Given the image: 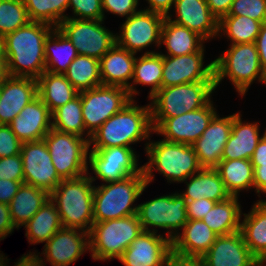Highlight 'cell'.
<instances>
[{
    "instance_id": "obj_16",
    "label": "cell",
    "mask_w": 266,
    "mask_h": 266,
    "mask_svg": "<svg viewBox=\"0 0 266 266\" xmlns=\"http://www.w3.org/2000/svg\"><path fill=\"white\" fill-rule=\"evenodd\" d=\"M204 47L191 54L180 56L163 55L161 88L185 83L214 80V61L204 64Z\"/></svg>"
},
{
    "instance_id": "obj_14",
    "label": "cell",
    "mask_w": 266,
    "mask_h": 266,
    "mask_svg": "<svg viewBox=\"0 0 266 266\" xmlns=\"http://www.w3.org/2000/svg\"><path fill=\"white\" fill-rule=\"evenodd\" d=\"M164 19L158 13L138 10L122 24L120 34L116 33V44L134 54L154 43L160 47Z\"/></svg>"
},
{
    "instance_id": "obj_49",
    "label": "cell",
    "mask_w": 266,
    "mask_h": 266,
    "mask_svg": "<svg viewBox=\"0 0 266 266\" xmlns=\"http://www.w3.org/2000/svg\"><path fill=\"white\" fill-rule=\"evenodd\" d=\"M24 182L0 179V203L9 204Z\"/></svg>"
},
{
    "instance_id": "obj_27",
    "label": "cell",
    "mask_w": 266,
    "mask_h": 266,
    "mask_svg": "<svg viewBox=\"0 0 266 266\" xmlns=\"http://www.w3.org/2000/svg\"><path fill=\"white\" fill-rule=\"evenodd\" d=\"M136 54L115 44L99 61L102 85L126 88L130 96Z\"/></svg>"
},
{
    "instance_id": "obj_6",
    "label": "cell",
    "mask_w": 266,
    "mask_h": 266,
    "mask_svg": "<svg viewBox=\"0 0 266 266\" xmlns=\"http://www.w3.org/2000/svg\"><path fill=\"white\" fill-rule=\"evenodd\" d=\"M215 81H199L163 87L150 101L153 130L166 118L177 117L204 107L215 91Z\"/></svg>"
},
{
    "instance_id": "obj_44",
    "label": "cell",
    "mask_w": 266,
    "mask_h": 266,
    "mask_svg": "<svg viewBox=\"0 0 266 266\" xmlns=\"http://www.w3.org/2000/svg\"><path fill=\"white\" fill-rule=\"evenodd\" d=\"M69 7H72L74 16L67 18L105 20L101 0H69Z\"/></svg>"
},
{
    "instance_id": "obj_20",
    "label": "cell",
    "mask_w": 266,
    "mask_h": 266,
    "mask_svg": "<svg viewBox=\"0 0 266 266\" xmlns=\"http://www.w3.org/2000/svg\"><path fill=\"white\" fill-rule=\"evenodd\" d=\"M201 258L205 266L262 265L245 244L240 231L217 236L210 249Z\"/></svg>"
},
{
    "instance_id": "obj_7",
    "label": "cell",
    "mask_w": 266,
    "mask_h": 266,
    "mask_svg": "<svg viewBox=\"0 0 266 266\" xmlns=\"http://www.w3.org/2000/svg\"><path fill=\"white\" fill-rule=\"evenodd\" d=\"M214 61L215 88L228 77L239 95L244 96L253 81L266 85L264 73L255 43L231 44ZM258 78V79H257Z\"/></svg>"
},
{
    "instance_id": "obj_30",
    "label": "cell",
    "mask_w": 266,
    "mask_h": 266,
    "mask_svg": "<svg viewBox=\"0 0 266 266\" xmlns=\"http://www.w3.org/2000/svg\"><path fill=\"white\" fill-rule=\"evenodd\" d=\"M205 39L187 27L175 24L165 17L161 29V44L167 49V56H180L200 51Z\"/></svg>"
},
{
    "instance_id": "obj_39",
    "label": "cell",
    "mask_w": 266,
    "mask_h": 266,
    "mask_svg": "<svg viewBox=\"0 0 266 266\" xmlns=\"http://www.w3.org/2000/svg\"><path fill=\"white\" fill-rule=\"evenodd\" d=\"M52 128L63 133L85 136L90 141V135H84L86 129L82 115L81 95L58 107L51 113Z\"/></svg>"
},
{
    "instance_id": "obj_34",
    "label": "cell",
    "mask_w": 266,
    "mask_h": 266,
    "mask_svg": "<svg viewBox=\"0 0 266 266\" xmlns=\"http://www.w3.org/2000/svg\"><path fill=\"white\" fill-rule=\"evenodd\" d=\"M45 71L64 74L78 53L71 41L58 29L54 28L45 41Z\"/></svg>"
},
{
    "instance_id": "obj_18",
    "label": "cell",
    "mask_w": 266,
    "mask_h": 266,
    "mask_svg": "<svg viewBox=\"0 0 266 266\" xmlns=\"http://www.w3.org/2000/svg\"><path fill=\"white\" fill-rule=\"evenodd\" d=\"M172 241L164 235L142 231L118 258L125 266H165Z\"/></svg>"
},
{
    "instance_id": "obj_40",
    "label": "cell",
    "mask_w": 266,
    "mask_h": 266,
    "mask_svg": "<svg viewBox=\"0 0 266 266\" xmlns=\"http://www.w3.org/2000/svg\"><path fill=\"white\" fill-rule=\"evenodd\" d=\"M261 25L247 16L226 15L219 21V33L231 40V44L255 43Z\"/></svg>"
},
{
    "instance_id": "obj_12",
    "label": "cell",
    "mask_w": 266,
    "mask_h": 266,
    "mask_svg": "<svg viewBox=\"0 0 266 266\" xmlns=\"http://www.w3.org/2000/svg\"><path fill=\"white\" fill-rule=\"evenodd\" d=\"M104 20L67 18L57 27L79 55L100 60L115 44L116 34L102 26Z\"/></svg>"
},
{
    "instance_id": "obj_24",
    "label": "cell",
    "mask_w": 266,
    "mask_h": 266,
    "mask_svg": "<svg viewBox=\"0 0 266 266\" xmlns=\"http://www.w3.org/2000/svg\"><path fill=\"white\" fill-rule=\"evenodd\" d=\"M38 96L37 79L9 76L1 84L0 124L9 125Z\"/></svg>"
},
{
    "instance_id": "obj_9",
    "label": "cell",
    "mask_w": 266,
    "mask_h": 266,
    "mask_svg": "<svg viewBox=\"0 0 266 266\" xmlns=\"http://www.w3.org/2000/svg\"><path fill=\"white\" fill-rule=\"evenodd\" d=\"M56 173L61 179L78 178L88 172L89 141L72 133L51 129L43 138Z\"/></svg>"
},
{
    "instance_id": "obj_46",
    "label": "cell",
    "mask_w": 266,
    "mask_h": 266,
    "mask_svg": "<svg viewBox=\"0 0 266 266\" xmlns=\"http://www.w3.org/2000/svg\"><path fill=\"white\" fill-rule=\"evenodd\" d=\"M22 142L12 132L9 125L0 124V158L18 155Z\"/></svg>"
},
{
    "instance_id": "obj_53",
    "label": "cell",
    "mask_w": 266,
    "mask_h": 266,
    "mask_svg": "<svg viewBox=\"0 0 266 266\" xmlns=\"http://www.w3.org/2000/svg\"><path fill=\"white\" fill-rule=\"evenodd\" d=\"M255 45L260 59L261 67L266 74V22L262 23Z\"/></svg>"
},
{
    "instance_id": "obj_55",
    "label": "cell",
    "mask_w": 266,
    "mask_h": 266,
    "mask_svg": "<svg viewBox=\"0 0 266 266\" xmlns=\"http://www.w3.org/2000/svg\"><path fill=\"white\" fill-rule=\"evenodd\" d=\"M254 189L257 196L260 197V192L266 194V164H260L254 168Z\"/></svg>"
},
{
    "instance_id": "obj_58",
    "label": "cell",
    "mask_w": 266,
    "mask_h": 266,
    "mask_svg": "<svg viewBox=\"0 0 266 266\" xmlns=\"http://www.w3.org/2000/svg\"><path fill=\"white\" fill-rule=\"evenodd\" d=\"M6 59H0V85L9 77Z\"/></svg>"
},
{
    "instance_id": "obj_26",
    "label": "cell",
    "mask_w": 266,
    "mask_h": 266,
    "mask_svg": "<svg viewBox=\"0 0 266 266\" xmlns=\"http://www.w3.org/2000/svg\"><path fill=\"white\" fill-rule=\"evenodd\" d=\"M259 133L258 123H243L240 112L232 114V130L225 144L222 160H250L266 130L261 137Z\"/></svg>"
},
{
    "instance_id": "obj_1",
    "label": "cell",
    "mask_w": 266,
    "mask_h": 266,
    "mask_svg": "<svg viewBox=\"0 0 266 266\" xmlns=\"http://www.w3.org/2000/svg\"><path fill=\"white\" fill-rule=\"evenodd\" d=\"M53 29L50 24L30 21L5 36L10 76L37 79L45 72V41Z\"/></svg>"
},
{
    "instance_id": "obj_37",
    "label": "cell",
    "mask_w": 266,
    "mask_h": 266,
    "mask_svg": "<svg viewBox=\"0 0 266 266\" xmlns=\"http://www.w3.org/2000/svg\"><path fill=\"white\" fill-rule=\"evenodd\" d=\"M231 196L240 191L254 188V168L250 160H221L215 167Z\"/></svg>"
},
{
    "instance_id": "obj_8",
    "label": "cell",
    "mask_w": 266,
    "mask_h": 266,
    "mask_svg": "<svg viewBox=\"0 0 266 266\" xmlns=\"http://www.w3.org/2000/svg\"><path fill=\"white\" fill-rule=\"evenodd\" d=\"M137 214L95 222L89 231V252L96 260L118 259L142 232Z\"/></svg>"
},
{
    "instance_id": "obj_13",
    "label": "cell",
    "mask_w": 266,
    "mask_h": 266,
    "mask_svg": "<svg viewBox=\"0 0 266 266\" xmlns=\"http://www.w3.org/2000/svg\"><path fill=\"white\" fill-rule=\"evenodd\" d=\"M136 151L128 147H109L103 149H90L88 152V165L96 175L89 176L94 182L100 179L105 183L121 181L131 175L138 174L142 166L138 167Z\"/></svg>"
},
{
    "instance_id": "obj_36",
    "label": "cell",
    "mask_w": 266,
    "mask_h": 266,
    "mask_svg": "<svg viewBox=\"0 0 266 266\" xmlns=\"http://www.w3.org/2000/svg\"><path fill=\"white\" fill-rule=\"evenodd\" d=\"M62 223L56 204L49 198L39 211L24 225L25 236L31 244L44 243L61 229Z\"/></svg>"
},
{
    "instance_id": "obj_3",
    "label": "cell",
    "mask_w": 266,
    "mask_h": 266,
    "mask_svg": "<svg viewBox=\"0 0 266 266\" xmlns=\"http://www.w3.org/2000/svg\"><path fill=\"white\" fill-rule=\"evenodd\" d=\"M149 161L142 165L147 185L153 181V170L167 178V182L182 183L197 173L200 166L192 145L160 140L145 143ZM155 167V168H154Z\"/></svg>"
},
{
    "instance_id": "obj_2",
    "label": "cell",
    "mask_w": 266,
    "mask_h": 266,
    "mask_svg": "<svg viewBox=\"0 0 266 266\" xmlns=\"http://www.w3.org/2000/svg\"><path fill=\"white\" fill-rule=\"evenodd\" d=\"M152 132L150 105L138 106L132 99L91 135L89 146L93 145L90 149L131 148V144L150 140Z\"/></svg>"
},
{
    "instance_id": "obj_56",
    "label": "cell",
    "mask_w": 266,
    "mask_h": 266,
    "mask_svg": "<svg viewBox=\"0 0 266 266\" xmlns=\"http://www.w3.org/2000/svg\"><path fill=\"white\" fill-rule=\"evenodd\" d=\"M253 168L266 164V134L261 138L250 158Z\"/></svg>"
},
{
    "instance_id": "obj_25",
    "label": "cell",
    "mask_w": 266,
    "mask_h": 266,
    "mask_svg": "<svg viewBox=\"0 0 266 266\" xmlns=\"http://www.w3.org/2000/svg\"><path fill=\"white\" fill-rule=\"evenodd\" d=\"M182 230L172 241V252L183 257L201 258L218 236L202 220H188Z\"/></svg>"
},
{
    "instance_id": "obj_42",
    "label": "cell",
    "mask_w": 266,
    "mask_h": 266,
    "mask_svg": "<svg viewBox=\"0 0 266 266\" xmlns=\"http://www.w3.org/2000/svg\"><path fill=\"white\" fill-rule=\"evenodd\" d=\"M29 22L23 0H0V35L5 37Z\"/></svg>"
},
{
    "instance_id": "obj_21",
    "label": "cell",
    "mask_w": 266,
    "mask_h": 266,
    "mask_svg": "<svg viewBox=\"0 0 266 266\" xmlns=\"http://www.w3.org/2000/svg\"><path fill=\"white\" fill-rule=\"evenodd\" d=\"M232 130V115L216 114L203 134L192 144L202 168H215L222 160L226 142Z\"/></svg>"
},
{
    "instance_id": "obj_35",
    "label": "cell",
    "mask_w": 266,
    "mask_h": 266,
    "mask_svg": "<svg viewBox=\"0 0 266 266\" xmlns=\"http://www.w3.org/2000/svg\"><path fill=\"white\" fill-rule=\"evenodd\" d=\"M162 72L163 55L160 52L146 51L141 57H137L132 83H130V98L134 99V96L139 94L134 86L137 84L151 86L148 98L152 97L161 89Z\"/></svg>"
},
{
    "instance_id": "obj_10",
    "label": "cell",
    "mask_w": 266,
    "mask_h": 266,
    "mask_svg": "<svg viewBox=\"0 0 266 266\" xmlns=\"http://www.w3.org/2000/svg\"><path fill=\"white\" fill-rule=\"evenodd\" d=\"M137 215L143 231L157 233L155 227L163 228L173 241L188 221L186 199L178 192L160 196L138 205Z\"/></svg>"
},
{
    "instance_id": "obj_41",
    "label": "cell",
    "mask_w": 266,
    "mask_h": 266,
    "mask_svg": "<svg viewBox=\"0 0 266 266\" xmlns=\"http://www.w3.org/2000/svg\"><path fill=\"white\" fill-rule=\"evenodd\" d=\"M30 21L43 22L57 28L67 19L69 0H23Z\"/></svg>"
},
{
    "instance_id": "obj_48",
    "label": "cell",
    "mask_w": 266,
    "mask_h": 266,
    "mask_svg": "<svg viewBox=\"0 0 266 266\" xmlns=\"http://www.w3.org/2000/svg\"><path fill=\"white\" fill-rule=\"evenodd\" d=\"M216 204L215 201L201 198L186 202L188 220H201Z\"/></svg>"
},
{
    "instance_id": "obj_52",
    "label": "cell",
    "mask_w": 266,
    "mask_h": 266,
    "mask_svg": "<svg viewBox=\"0 0 266 266\" xmlns=\"http://www.w3.org/2000/svg\"><path fill=\"white\" fill-rule=\"evenodd\" d=\"M234 0H206V3L213 15L220 21L228 15Z\"/></svg>"
},
{
    "instance_id": "obj_17",
    "label": "cell",
    "mask_w": 266,
    "mask_h": 266,
    "mask_svg": "<svg viewBox=\"0 0 266 266\" xmlns=\"http://www.w3.org/2000/svg\"><path fill=\"white\" fill-rule=\"evenodd\" d=\"M24 184L43 189L49 194L62 179L56 173L44 140L22 143Z\"/></svg>"
},
{
    "instance_id": "obj_23",
    "label": "cell",
    "mask_w": 266,
    "mask_h": 266,
    "mask_svg": "<svg viewBox=\"0 0 266 266\" xmlns=\"http://www.w3.org/2000/svg\"><path fill=\"white\" fill-rule=\"evenodd\" d=\"M51 121V112L37 96L20 111L9 127L22 143H26L43 140L52 129Z\"/></svg>"
},
{
    "instance_id": "obj_50",
    "label": "cell",
    "mask_w": 266,
    "mask_h": 266,
    "mask_svg": "<svg viewBox=\"0 0 266 266\" xmlns=\"http://www.w3.org/2000/svg\"><path fill=\"white\" fill-rule=\"evenodd\" d=\"M14 229L16 228L10 218L9 205L0 203V241L5 239L9 234H12Z\"/></svg>"
},
{
    "instance_id": "obj_51",
    "label": "cell",
    "mask_w": 266,
    "mask_h": 266,
    "mask_svg": "<svg viewBox=\"0 0 266 266\" xmlns=\"http://www.w3.org/2000/svg\"><path fill=\"white\" fill-rule=\"evenodd\" d=\"M166 266H205L202 258L183 257L174 254L173 252L167 257Z\"/></svg>"
},
{
    "instance_id": "obj_5",
    "label": "cell",
    "mask_w": 266,
    "mask_h": 266,
    "mask_svg": "<svg viewBox=\"0 0 266 266\" xmlns=\"http://www.w3.org/2000/svg\"><path fill=\"white\" fill-rule=\"evenodd\" d=\"M143 169L121 181L108 182L94 187L93 219L103 222L137 214L133 203L147 187Z\"/></svg>"
},
{
    "instance_id": "obj_47",
    "label": "cell",
    "mask_w": 266,
    "mask_h": 266,
    "mask_svg": "<svg viewBox=\"0 0 266 266\" xmlns=\"http://www.w3.org/2000/svg\"><path fill=\"white\" fill-rule=\"evenodd\" d=\"M104 12H110L126 19L137 12L139 0H101Z\"/></svg>"
},
{
    "instance_id": "obj_59",
    "label": "cell",
    "mask_w": 266,
    "mask_h": 266,
    "mask_svg": "<svg viewBox=\"0 0 266 266\" xmlns=\"http://www.w3.org/2000/svg\"><path fill=\"white\" fill-rule=\"evenodd\" d=\"M0 59H6L5 37L0 35Z\"/></svg>"
},
{
    "instance_id": "obj_31",
    "label": "cell",
    "mask_w": 266,
    "mask_h": 266,
    "mask_svg": "<svg viewBox=\"0 0 266 266\" xmlns=\"http://www.w3.org/2000/svg\"><path fill=\"white\" fill-rule=\"evenodd\" d=\"M50 198V194L32 185L22 184L9 205L10 218L16 229L24 226Z\"/></svg>"
},
{
    "instance_id": "obj_19",
    "label": "cell",
    "mask_w": 266,
    "mask_h": 266,
    "mask_svg": "<svg viewBox=\"0 0 266 266\" xmlns=\"http://www.w3.org/2000/svg\"><path fill=\"white\" fill-rule=\"evenodd\" d=\"M46 262L51 266H68L89 251V233L76 228L62 227L44 245Z\"/></svg>"
},
{
    "instance_id": "obj_54",
    "label": "cell",
    "mask_w": 266,
    "mask_h": 266,
    "mask_svg": "<svg viewBox=\"0 0 266 266\" xmlns=\"http://www.w3.org/2000/svg\"><path fill=\"white\" fill-rule=\"evenodd\" d=\"M148 1L149 7L145 10L150 12L158 13L167 17L169 15V11L174 5L175 0H146Z\"/></svg>"
},
{
    "instance_id": "obj_28",
    "label": "cell",
    "mask_w": 266,
    "mask_h": 266,
    "mask_svg": "<svg viewBox=\"0 0 266 266\" xmlns=\"http://www.w3.org/2000/svg\"><path fill=\"white\" fill-rule=\"evenodd\" d=\"M240 233L251 253L262 264L266 260V200H257L248 214H243Z\"/></svg>"
},
{
    "instance_id": "obj_15",
    "label": "cell",
    "mask_w": 266,
    "mask_h": 266,
    "mask_svg": "<svg viewBox=\"0 0 266 266\" xmlns=\"http://www.w3.org/2000/svg\"><path fill=\"white\" fill-rule=\"evenodd\" d=\"M210 100L204 107L177 117L164 119L153 131L164 140L192 145L205 131L217 114Z\"/></svg>"
},
{
    "instance_id": "obj_11",
    "label": "cell",
    "mask_w": 266,
    "mask_h": 266,
    "mask_svg": "<svg viewBox=\"0 0 266 266\" xmlns=\"http://www.w3.org/2000/svg\"><path fill=\"white\" fill-rule=\"evenodd\" d=\"M86 135H92L105 121L118 113L132 99L119 86L100 85L79 92Z\"/></svg>"
},
{
    "instance_id": "obj_4",
    "label": "cell",
    "mask_w": 266,
    "mask_h": 266,
    "mask_svg": "<svg viewBox=\"0 0 266 266\" xmlns=\"http://www.w3.org/2000/svg\"><path fill=\"white\" fill-rule=\"evenodd\" d=\"M88 173L73 178L62 179L50 193V199L56 204L63 227L76 228L85 232L93 226V181Z\"/></svg>"
},
{
    "instance_id": "obj_22",
    "label": "cell",
    "mask_w": 266,
    "mask_h": 266,
    "mask_svg": "<svg viewBox=\"0 0 266 266\" xmlns=\"http://www.w3.org/2000/svg\"><path fill=\"white\" fill-rule=\"evenodd\" d=\"M173 7L174 20L169 14L167 18L175 24L187 27L206 41L219 36V20L210 11L206 0H175Z\"/></svg>"
},
{
    "instance_id": "obj_45",
    "label": "cell",
    "mask_w": 266,
    "mask_h": 266,
    "mask_svg": "<svg viewBox=\"0 0 266 266\" xmlns=\"http://www.w3.org/2000/svg\"><path fill=\"white\" fill-rule=\"evenodd\" d=\"M0 179L24 182L21 154L0 158Z\"/></svg>"
},
{
    "instance_id": "obj_43",
    "label": "cell",
    "mask_w": 266,
    "mask_h": 266,
    "mask_svg": "<svg viewBox=\"0 0 266 266\" xmlns=\"http://www.w3.org/2000/svg\"><path fill=\"white\" fill-rule=\"evenodd\" d=\"M228 15L247 16L266 22V0H234Z\"/></svg>"
},
{
    "instance_id": "obj_38",
    "label": "cell",
    "mask_w": 266,
    "mask_h": 266,
    "mask_svg": "<svg viewBox=\"0 0 266 266\" xmlns=\"http://www.w3.org/2000/svg\"><path fill=\"white\" fill-rule=\"evenodd\" d=\"M64 75L78 92L102 85L100 61L86 55L78 54Z\"/></svg>"
},
{
    "instance_id": "obj_32",
    "label": "cell",
    "mask_w": 266,
    "mask_h": 266,
    "mask_svg": "<svg viewBox=\"0 0 266 266\" xmlns=\"http://www.w3.org/2000/svg\"><path fill=\"white\" fill-rule=\"evenodd\" d=\"M37 84L38 96L51 113L79 95V92L64 74L45 71L37 78Z\"/></svg>"
},
{
    "instance_id": "obj_57",
    "label": "cell",
    "mask_w": 266,
    "mask_h": 266,
    "mask_svg": "<svg viewBox=\"0 0 266 266\" xmlns=\"http://www.w3.org/2000/svg\"><path fill=\"white\" fill-rule=\"evenodd\" d=\"M35 252H31L28 254H24L21 256V258L18 260V262L15 263V266H45V259H42L41 256Z\"/></svg>"
},
{
    "instance_id": "obj_33",
    "label": "cell",
    "mask_w": 266,
    "mask_h": 266,
    "mask_svg": "<svg viewBox=\"0 0 266 266\" xmlns=\"http://www.w3.org/2000/svg\"><path fill=\"white\" fill-rule=\"evenodd\" d=\"M239 196L216 202L214 207L201 219L218 236L228 235L240 231L241 204Z\"/></svg>"
},
{
    "instance_id": "obj_29",
    "label": "cell",
    "mask_w": 266,
    "mask_h": 266,
    "mask_svg": "<svg viewBox=\"0 0 266 266\" xmlns=\"http://www.w3.org/2000/svg\"><path fill=\"white\" fill-rule=\"evenodd\" d=\"M187 179L183 181L187 185L186 191L180 193L186 202L201 198L220 202L231 197L215 168H201Z\"/></svg>"
}]
</instances>
